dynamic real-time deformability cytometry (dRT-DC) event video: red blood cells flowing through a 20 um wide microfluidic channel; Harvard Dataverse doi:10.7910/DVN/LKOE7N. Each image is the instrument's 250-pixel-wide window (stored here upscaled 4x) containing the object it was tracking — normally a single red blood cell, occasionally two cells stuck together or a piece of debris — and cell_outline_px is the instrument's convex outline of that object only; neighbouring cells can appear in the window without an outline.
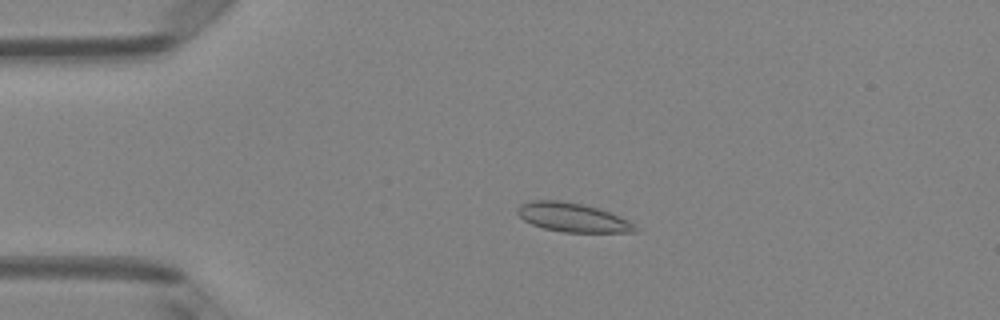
{"species": "Egyptian fruit bat (a non-hibernating species)", "species_latin": "Rousettus aegyptiacus", "temperature_condition": "room temperature", "stored_images_in_passage": 50, "camera_frame_rate_fps": 3000, "um_per_image_px": 0.085, "animal": {"sex": "female"}, "frame": {"image": 1, "passage_image": 11, "time_ms": 3.333, "image_size_px": [1000, 320], "cell_outline_px": [[640, 228], [636, 232], [564, 232], [544, 228], [532, 224], [524, 220], [516, 212], [516, 208], [520, 204], [528, 200], [560, 200], [584, 204], [620, 216], [628, 220]], "centroid_in_image_um": [48.66, 18.47], "position_along_channel_um": 36.3, "area_um2": 19.94}}
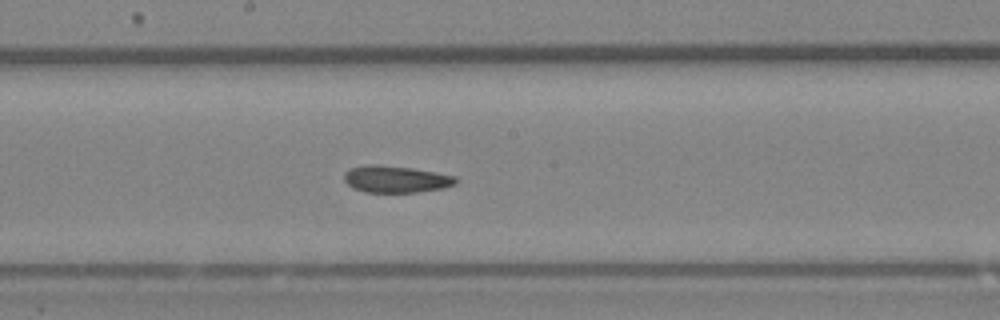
{"frame": {"image": 2, "passage_image": 27, "time_ms": 8.667, "image_size_px": [1000, 320], "cell_outline_px": [[460, 180], [456, 184], [444, 188], [416, 192], [364, 192], [352, 188], [344, 180], [344, 172], [348, 168], [364, 164], [376, 164], [412, 168], [436, 172], [456, 176]], "centroid_in_image_um": [33.64, 15.22], "position_along_channel_um": 214.6, "area_um2": 17.8}}
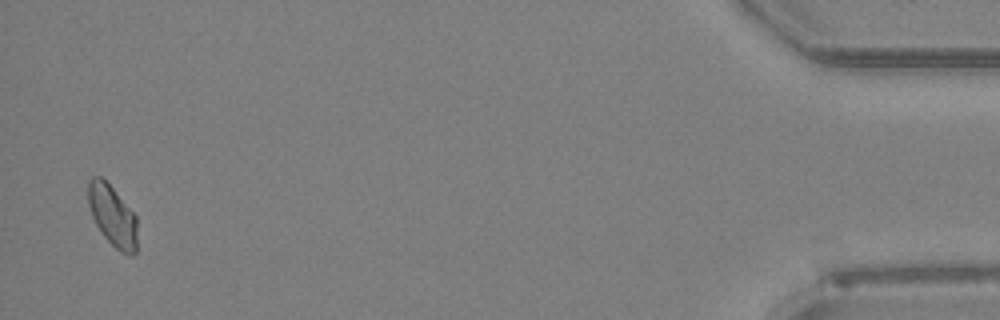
{"frame": {"image": 3, "passage_image": 49, "time_ms": 16.0, "image_size_px": [1000, 320], "cell_outline_px": [[136, 252], [132, 256], [128, 256], [120, 252], [104, 236], [96, 224], [92, 216], [88, 204], [88, 180], [92, 176], [100, 176], [112, 188], [136, 216]], "centroid_in_image_um": [9.55, 18.35], "position_along_channel_um": 425.6, "area_um2": 17.22}, "authors_computed_cell_mechanics": {"area_um2": 18.0914, "velocity_mm_per_s": 4.0528, "shape_relaxation_time_tau1_ms": 3.2849, "shape_relaxation_time_tau2_ms": 1.2354, "deformation_change_tau1": 0.0945, "deformation_change_tau2": 0.0569}}